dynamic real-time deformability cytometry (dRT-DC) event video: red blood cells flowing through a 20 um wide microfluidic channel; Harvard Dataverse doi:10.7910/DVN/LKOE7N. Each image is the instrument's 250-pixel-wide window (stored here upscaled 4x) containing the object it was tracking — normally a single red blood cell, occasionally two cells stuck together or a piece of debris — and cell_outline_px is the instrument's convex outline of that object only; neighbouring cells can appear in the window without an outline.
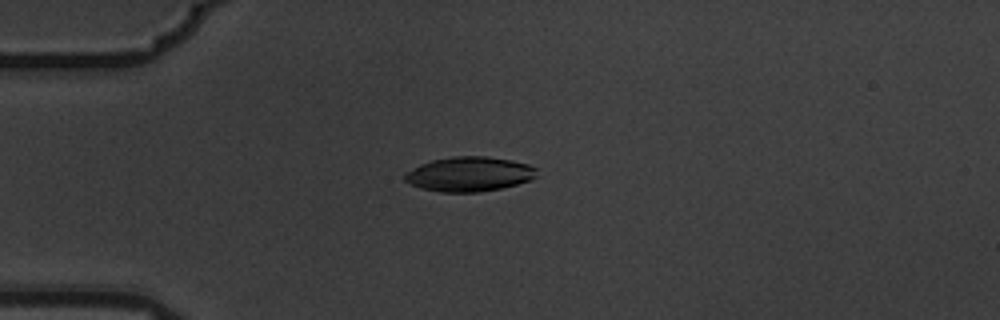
{"species": "common noctule bat (a hibernating species)", "species_latin": "Nyctalus noctula", "temperature_condition": "warm", "stored_images_in_passage": 4, "camera_frame_rate_fps": 3000, "um_per_image_px": 0.085, "animal": {"sex": "male", "body_mass_g": 19.5, "forearm_length_mm": 54.6}, "frame": {"image": 1, "passage_image": 2, "time_ms": 0.333, "image_size_px": [1000, 320], "cell_outline_px": [[536, 176], [532, 180], [500, 188], [480, 192], [440, 192], [420, 188], [404, 180], [404, 176], [408, 172], [420, 164], [432, 160], [452, 156], [484, 156], [512, 160], [528, 164], [536, 168]], "centroid_in_image_um": [39.9, 14.8], "position_along_channel_um": 45.1, "area_um2": 26.53}}
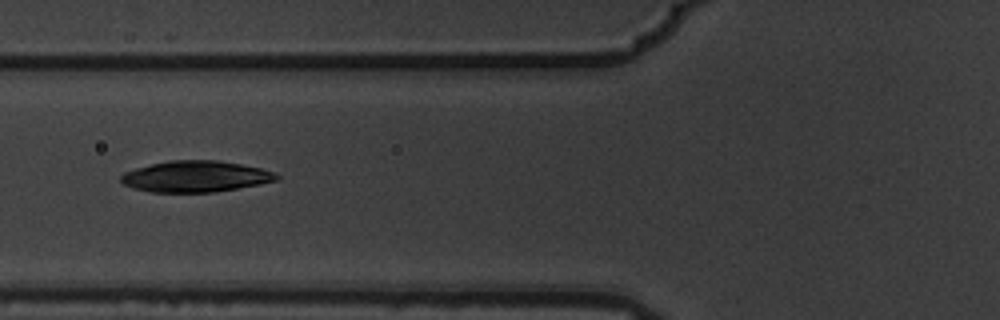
{"frame": {"image": 2, "passage_image": 4, "time_ms": 1.0, "image_size_px": [1000, 320], "cell_outline_px": [[280, 176], [276, 180], [260, 184], [212, 192], [148, 192], [132, 188], [124, 184], [120, 180], [120, 176], [124, 172], [136, 168], [168, 160], [216, 160], [240, 164], [260, 168], [276, 172]], "centroid_in_image_um": [16.6, 15.0], "position_along_channel_um": 109.2, "area_um2": 28.21}}